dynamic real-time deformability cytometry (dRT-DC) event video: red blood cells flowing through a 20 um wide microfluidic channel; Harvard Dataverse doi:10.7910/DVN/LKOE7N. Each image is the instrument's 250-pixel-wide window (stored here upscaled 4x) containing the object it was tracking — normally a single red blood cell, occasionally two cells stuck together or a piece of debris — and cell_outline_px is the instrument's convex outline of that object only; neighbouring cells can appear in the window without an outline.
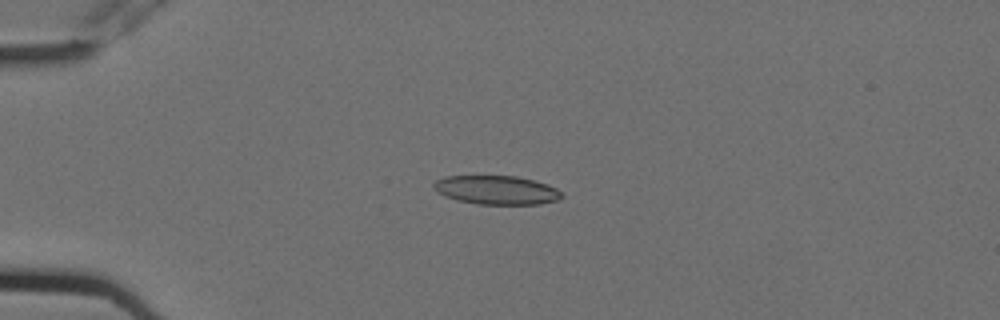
{"species": "Egyptian fruit bat (a non-hibernating species)", "species_latin": "Rousettus aegyptiacus", "temperature_condition": "cold", "stored_images_in_passage": 6, "camera_frame_rate_fps": 3000, "um_per_image_px": 0.085, "animal": {"sex": "female"}, "frame": {"image": 1, "passage_image": 5, "time_ms": 1.333, "image_size_px": [1000, 320], "cell_outline_px": [[564, 196], [560, 200], [540, 204], [476, 204], [456, 200], [444, 196], [436, 192], [432, 188], [432, 184], [436, 180], [444, 176], [516, 176], [548, 184], [556, 188]], "centroid_in_image_um": [42.18, 16.16], "position_along_channel_um": 42.8, "area_um2": 21.73}}